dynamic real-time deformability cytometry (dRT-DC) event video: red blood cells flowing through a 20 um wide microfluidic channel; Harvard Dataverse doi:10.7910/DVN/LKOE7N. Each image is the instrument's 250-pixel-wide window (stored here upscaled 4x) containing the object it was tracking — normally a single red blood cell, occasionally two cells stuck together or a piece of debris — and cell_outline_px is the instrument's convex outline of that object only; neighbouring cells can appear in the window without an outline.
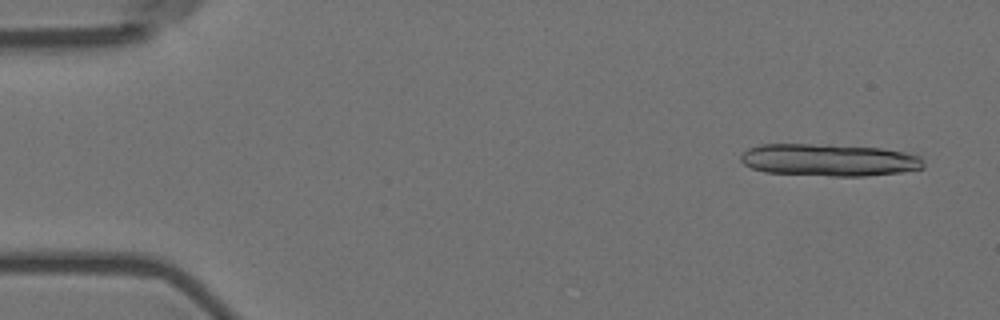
{"species": "Egyptian fruit bat (a non-hibernating species)", "species_latin": "Rousettus aegyptiacus", "temperature_condition": "room temperature", "stored_images_in_passage": 14, "camera_frame_rate_fps": 3000, "um_per_image_px": 0.085, "animal": {"sex": "female"}, "frame": {"image": 1, "passage_image": 3, "time_ms": 0.667, "image_size_px": [1000, 320], "cell_outline_px": [[924, 168], [900, 172], [864, 176], [832, 176], [764, 172], [752, 168], [744, 164], [740, 160], [740, 156], [748, 148], [760, 144], [828, 144], [880, 148], [904, 152], [920, 156], [924, 160]], "centroid_in_image_um": [70.46, 13.59], "position_along_channel_um": 14.5, "area_um2": 34.51}}